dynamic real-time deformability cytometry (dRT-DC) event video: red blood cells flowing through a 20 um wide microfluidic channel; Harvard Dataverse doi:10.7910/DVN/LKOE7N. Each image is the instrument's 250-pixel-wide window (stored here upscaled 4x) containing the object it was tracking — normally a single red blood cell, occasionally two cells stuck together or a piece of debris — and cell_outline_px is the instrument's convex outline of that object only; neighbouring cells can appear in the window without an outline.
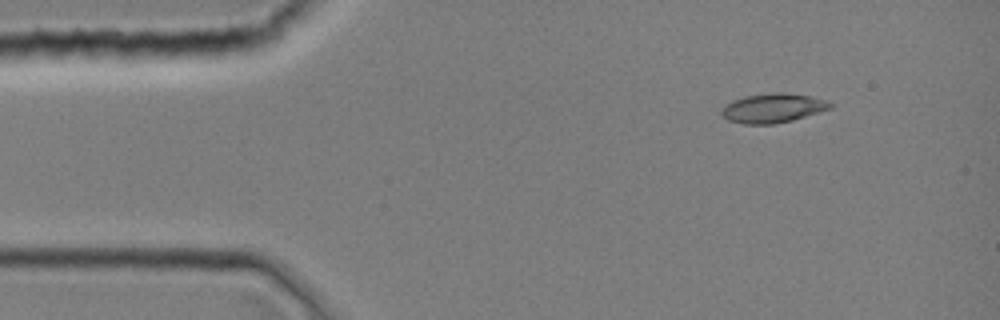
{"species": "common noctule bat (a hibernating species)", "species_latin": "Nyctalus noctula", "temperature_condition": "room temperature", "stored_images_in_passage": 2, "camera_frame_rate_fps": 3000, "um_per_image_px": 0.085, "animal": {"sex": "female", "body_mass_g": 19.0, "forearm_length_mm": 51.5}, "frame": {"image": 1, "passage_image": 1, "time_ms": 0.0, "image_size_px": [1000, 320], "cell_outline_px": [[836, 104], [832, 108], [792, 120], [772, 124], [744, 124], [728, 120], [720, 112], [732, 100], [744, 96], [772, 92], [780, 92], [808, 96], [824, 100]], "centroid_in_image_um": [65.71, 9.18], "position_along_channel_um": 19.3, "area_um2": 18.32}}